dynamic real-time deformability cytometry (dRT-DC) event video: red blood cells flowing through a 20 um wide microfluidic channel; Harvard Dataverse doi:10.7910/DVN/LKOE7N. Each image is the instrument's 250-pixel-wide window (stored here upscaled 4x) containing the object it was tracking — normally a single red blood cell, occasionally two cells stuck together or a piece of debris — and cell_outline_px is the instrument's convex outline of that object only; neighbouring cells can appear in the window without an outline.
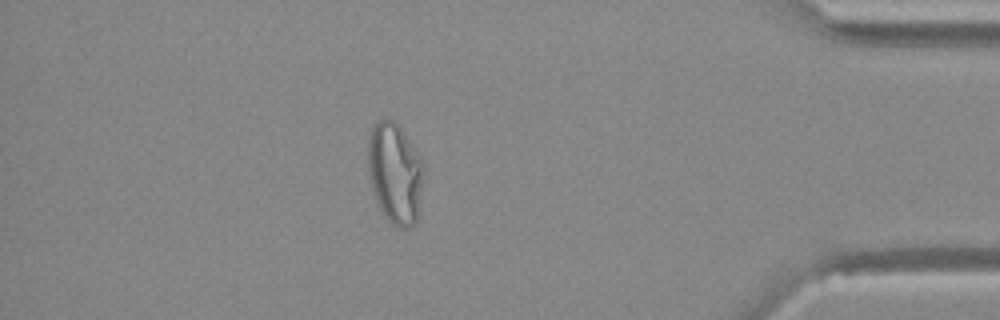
{"species": "Egyptian fruit bat (a non-hibernating species)", "species_latin": "Rousettus aegyptiacus", "temperature_condition": "warm", "stored_images_in_passage": 48, "camera_frame_rate_fps": 3000, "um_per_image_px": 0.085, "animal": {"sex": "female"}, "frame": {"image": 1, "passage_image": 41, "time_ms": 13.333, "image_size_px": [1000, 320], "cell_outline_px": [[420, 184], [416, 220], [408, 228], [400, 228], [392, 224], [384, 216], [380, 208], [372, 188], [368, 172], [368, 140], [372, 124], [380, 120], [392, 120], [404, 132], [420, 156]], "centroid_in_image_um": [33.5, 14.69], "position_along_channel_um": 401.7, "area_um2": 31.67}}